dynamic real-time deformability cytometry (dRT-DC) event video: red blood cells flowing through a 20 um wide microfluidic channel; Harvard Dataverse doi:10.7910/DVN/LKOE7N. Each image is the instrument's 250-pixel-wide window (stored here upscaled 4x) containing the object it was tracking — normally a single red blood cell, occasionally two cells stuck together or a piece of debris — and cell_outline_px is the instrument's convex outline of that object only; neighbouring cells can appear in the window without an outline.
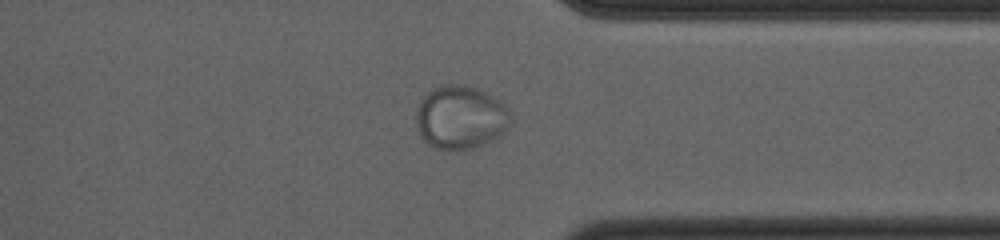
{"species": "common noctule bat (a hibernating species)", "species_latin": "Nyctalus noctula", "temperature_condition": "cold", "stored_images_in_passage": 53, "camera_frame_rate_fps": 3000, "um_per_image_px": 0.085, "animal": {"sex": "female", "body_mass_g": 23.0, "forearm_length_mm": 53.4}, "frame": {"image": 1, "passage_image": 41, "time_ms": 13.333, "image_size_px": [1000, 240], "cell_outline_px": [[512, 116], [504, 132], [472, 148], [436, 148], [424, 140], [420, 136], [416, 124], [416, 112], [420, 100], [432, 88], [440, 84], [464, 84], [476, 88], [496, 96], [508, 108]], "centroid_in_image_um": [39.13, 9.91], "position_along_channel_um": 372.3, "area_um2": 34.68}}